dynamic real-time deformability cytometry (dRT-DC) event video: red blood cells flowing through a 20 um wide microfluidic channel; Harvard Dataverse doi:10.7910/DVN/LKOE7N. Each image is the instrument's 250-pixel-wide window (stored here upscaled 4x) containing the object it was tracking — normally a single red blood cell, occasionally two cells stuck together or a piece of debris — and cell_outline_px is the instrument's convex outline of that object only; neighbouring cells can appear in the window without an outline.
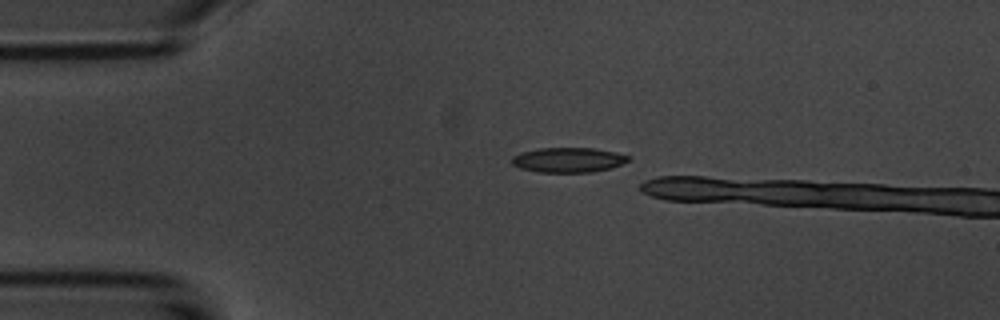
{"species": "common noctule bat (a hibernating species)", "species_latin": "Nyctalus noctula", "temperature_condition": "room temperature", "stored_images_in_passage": 7, "camera_frame_rate_fps": 3000, "um_per_image_px": 0.085, "animal": {"sex": "male", "body_mass_g": 20.1, "forearm_length_mm": 53.5}, "frame": {"image": 1, "passage_image": 2, "time_ms": 0.333, "image_size_px": [1000, 320], "cell_outline_px": [[628, 160], [612, 168], [592, 172], [540, 172], [520, 168], [512, 164], [512, 156], [524, 152], [540, 148], [592, 148], [616, 152], [628, 156]], "centroid_in_image_um": [48.3, 13.6], "position_along_channel_um": 36.7, "area_um2": 16.65}}